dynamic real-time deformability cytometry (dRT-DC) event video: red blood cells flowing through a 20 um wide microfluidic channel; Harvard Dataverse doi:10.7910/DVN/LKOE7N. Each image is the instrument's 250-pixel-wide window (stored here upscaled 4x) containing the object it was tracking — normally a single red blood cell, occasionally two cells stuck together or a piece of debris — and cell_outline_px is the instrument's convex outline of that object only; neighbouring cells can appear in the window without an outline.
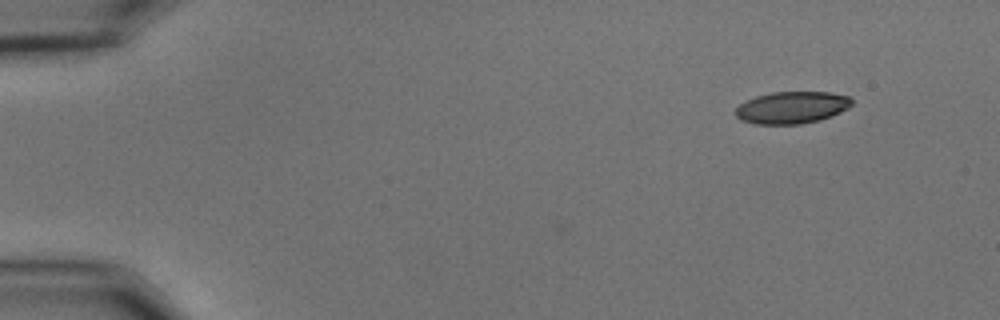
{"species": "common noctule bat (a hibernating species)", "species_latin": "Nyctalus noctula", "temperature_condition": "cold", "stored_images_in_passage": 2, "camera_frame_rate_fps": 3000, "um_per_image_px": 0.085, "animal": {"sex": "male", "body_mass_g": 15.6}, "frame": {"image": 1, "passage_image": 2, "time_ms": 0.333, "image_size_px": [1000, 320], "cell_outline_px": [[852, 104], [848, 108], [832, 116], [820, 120], [800, 124], [756, 124], [740, 120], [736, 116], [736, 108], [740, 104], [756, 96], [772, 92], [828, 92], [848, 96], [852, 100]], "centroid_in_image_um": [67.31, 9.14], "position_along_channel_um": 17.7, "area_um2": 21.68}}